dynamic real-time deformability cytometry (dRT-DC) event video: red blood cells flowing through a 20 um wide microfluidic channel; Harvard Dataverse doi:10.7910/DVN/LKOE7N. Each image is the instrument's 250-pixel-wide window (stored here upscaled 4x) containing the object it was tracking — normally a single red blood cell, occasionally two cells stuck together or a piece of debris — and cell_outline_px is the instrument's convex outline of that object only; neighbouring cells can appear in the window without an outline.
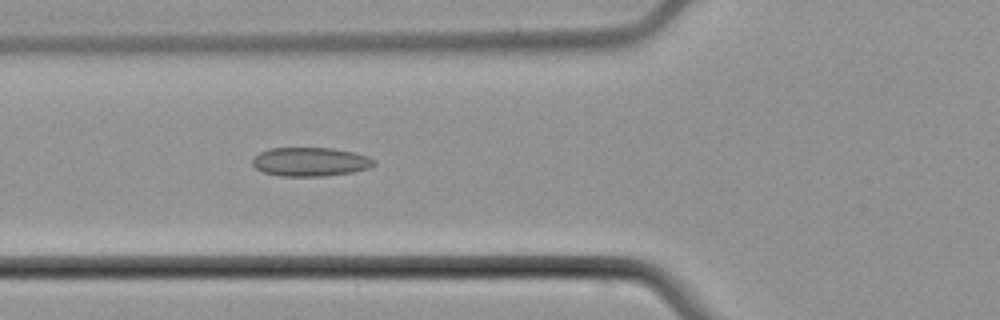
{"species": "common noctule bat (a hibernating species)", "species_latin": "Nyctalus noctula", "temperature_condition": "cold", "stored_images_in_passage": 5, "camera_frame_rate_fps": 3000, "um_per_image_px": 0.085, "animal": {"sex": "male", "body_mass_g": 21.5, "forearm_length_mm": 52.0}, "frame": {"image": 1, "passage_image": 5, "time_ms": 5.667, "image_size_px": [1000, 320], "cell_outline_px": [[376, 164], [368, 168], [352, 172], [324, 176], [280, 176], [264, 172], [256, 168], [252, 164], [252, 160], [260, 152], [268, 148], [332, 148], [352, 152], [368, 156], [376, 160]], "centroid_in_image_um": [26.38, 13.75], "position_along_channel_um": 99.4, "area_um2": 20.4}}